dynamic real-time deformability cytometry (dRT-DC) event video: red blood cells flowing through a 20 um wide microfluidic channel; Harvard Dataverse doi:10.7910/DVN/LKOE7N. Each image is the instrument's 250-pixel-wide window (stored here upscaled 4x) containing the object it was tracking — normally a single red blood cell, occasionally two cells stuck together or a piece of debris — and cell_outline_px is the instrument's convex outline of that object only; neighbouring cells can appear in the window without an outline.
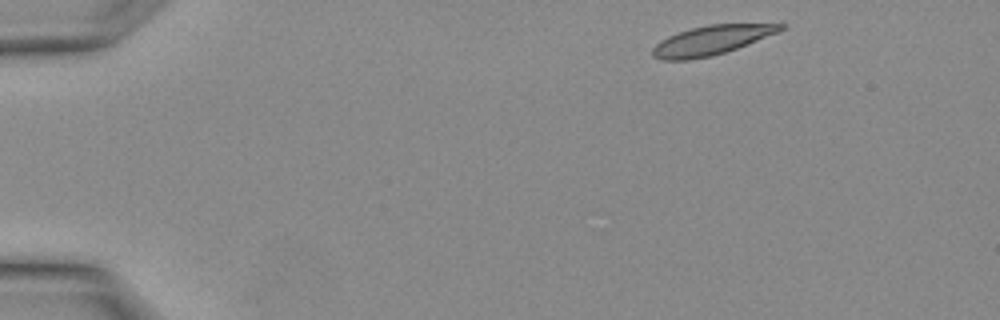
{"species": "Egyptian fruit bat (a non-hibernating species)", "species_latin": "Rousettus aegyptiacus", "temperature_condition": "warm", "stored_images_in_passage": 18, "camera_frame_rate_fps": 3000, "um_per_image_px": 0.085, "animal": {"sex": "female"}, "frame": {"image": 1, "passage_image": 1, "time_ms": 0.0, "image_size_px": [1000, 320], "cell_outline_px": [[788, 24], [784, 28], [776, 32], [736, 48], [712, 56], [688, 60], [660, 60], [652, 56], [652, 48], [660, 40], [668, 36], [692, 28], [708, 24]], "centroid_in_image_um": [60.39, 3.43], "position_along_channel_um": 24.6, "area_um2": 21.44}}
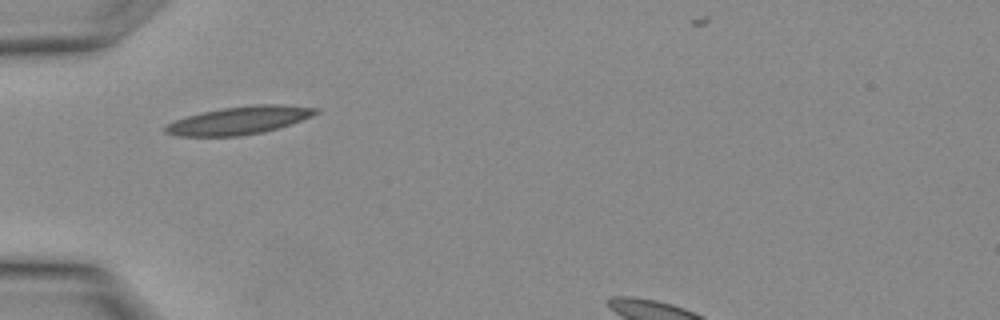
{"frame": {"image": 2, "passage_image": 7, "time_ms": 2.0, "image_size_px": [1000, 320], "cell_outline_px": [[320, 112], [312, 116], [264, 132], [240, 136], [176, 136], [164, 132], [164, 128], [168, 124], [176, 120], [188, 116], [204, 112], [224, 108], [256, 104], [284, 104], [320, 108]], "centroid_in_image_um": [20.37, 10.23], "position_along_channel_um": 64.6, "area_um2": 24.22}}
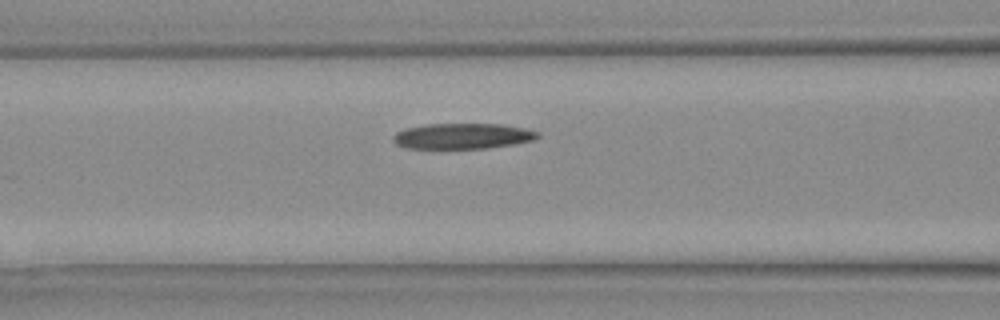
{"frame": {"image": 3, "passage_image": 10, "time_ms": 3.0, "image_size_px": [1000, 320], "cell_outline_px": [[540, 136], [536, 140], [516, 144], [488, 148], [408, 148], [396, 144], [392, 140], [392, 136], [396, 132], [404, 128], [424, 124], [500, 124], [524, 128], [540, 132]], "centroid_in_image_um": [39.34, 11.56], "position_along_channel_um": 127.3, "area_um2": 21.79}}